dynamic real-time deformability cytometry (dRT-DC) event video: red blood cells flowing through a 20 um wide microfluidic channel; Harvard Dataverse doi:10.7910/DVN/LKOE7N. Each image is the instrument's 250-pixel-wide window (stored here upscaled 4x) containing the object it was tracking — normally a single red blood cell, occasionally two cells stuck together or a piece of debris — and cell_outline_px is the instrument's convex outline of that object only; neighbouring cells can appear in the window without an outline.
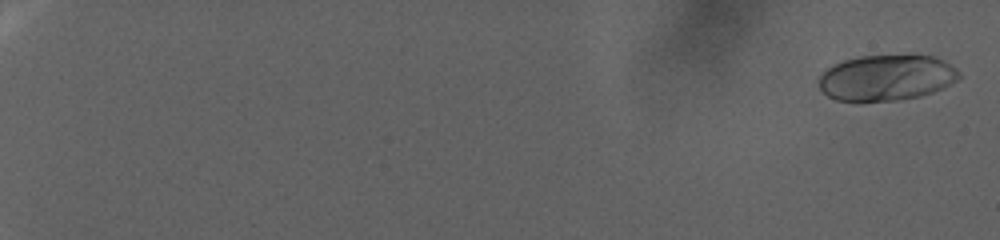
{"species": "human", "species_latin": "Homo sapiens", "temperature_condition": "warm", "stored_images_in_passage": 97, "camera_frame_rate_fps": 3000, "um_per_image_px": 0.085, "donor": {"sex": "female"}, "frame": {"image": 1, "passage_image": 3, "time_ms": 0.667, "image_size_px": [1000, 240], "cell_outline_px": [[960, 76], [956, 80], [932, 92], [920, 96], [896, 100], [836, 100], [828, 96], [820, 88], [820, 76], [828, 68], [844, 60], [860, 56], [912, 52], [932, 56], [944, 60], [956, 68], [960, 72]], "centroid_in_image_um": [75.4, 6.54], "position_along_channel_um": 9.6, "area_um2": 37.69}}
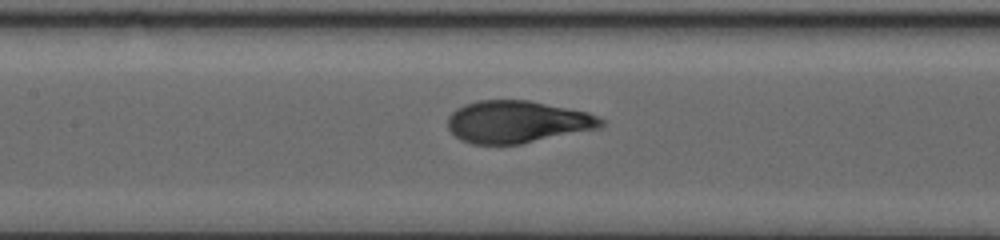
{"frame": {"image": 2, "passage_image": 55, "time_ms": 18.0, "image_size_px": [1000, 240], "cell_outline_px": [[604, 124], [600, 128], [520, 144], [472, 144], [460, 140], [448, 128], [448, 116], [456, 108], [464, 104], [476, 100], [528, 100], [588, 112], [600, 116], [604, 120]], "centroid_in_image_um": [43.97, 10.35], "position_along_channel_um": 163.4, "area_um2": 37.86}}
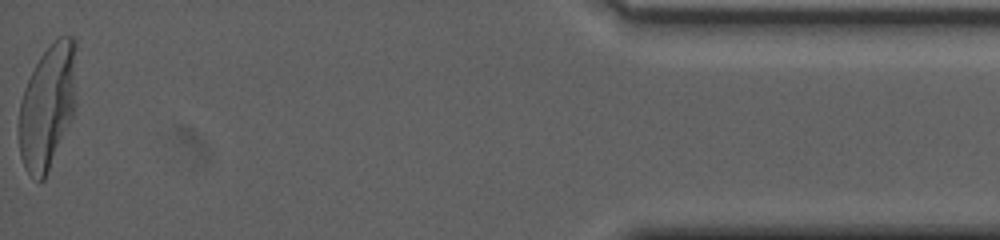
{"frame": {"image": 3, "passage_image": 97, "time_ms": 32.0, "image_size_px": [1000, 240], "cell_outline_px": [[76, 104], [72, 116], [48, 172], [44, 180], [40, 180], [28, 172], [24, 168], [20, 156], [20, 100], [24, 88], [40, 56], [60, 36], [72, 36], [76, 40]], "centroid_in_image_um": [4.07, 9.01], "position_along_channel_um": 431.1, "area_um2": 41.38}, "authors_computed_cell_mechanics": {"area_um2": 37.9746, "velocity_mm_per_s": 2.3684, "shape_relaxation_time_tau1_ms": 6.006, "shape_relaxation_time_tau2_ms": null, "deformation_change_tau1": 0.2419, "deformation_change_tau2": null}}